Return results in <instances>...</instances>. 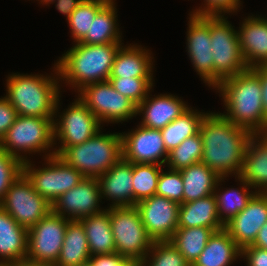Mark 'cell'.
I'll list each match as a JSON object with an SVG mask.
<instances>
[{"mask_svg": "<svg viewBox=\"0 0 267 266\" xmlns=\"http://www.w3.org/2000/svg\"><path fill=\"white\" fill-rule=\"evenodd\" d=\"M203 142L201 162L219 177H238L252 133L234 125L221 112H206L199 128Z\"/></svg>", "mask_w": 267, "mask_h": 266, "instance_id": "1", "label": "cell"}, {"mask_svg": "<svg viewBox=\"0 0 267 266\" xmlns=\"http://www.w3.org/2000/svg\"><path fill=\"white\" fill-rule=\"evenodd\" d=\"M214 89L222 97L225 118L252 134H265L262 85L251 68L221 81Z\"/></svg>", "mask_w": 267, "mask_h": 266, "instance_id": "2", "label": "cell"}, {"mask_svg": "<svg viewBox=\"0 0 267 266\" xmlns=\"http://www.w3.org/2000/svg\"><path fill=\"white\" fill-rule=\"evenodd\" d=\"M123 44L74 43L56 60L59 81L77 93L84 86L109 80L115 56Z\"/></svg>", "mask_w": 267, "mask_h": 266, "instance_id": "3", "label": "cell"}, {"mask_svg": "<svg viewBox=\"0 0 267 266\" xmlns=\"http://www.w3.org/2000/svg\"><path fill=\"white\" fill-rule=\"evenodd\" d=\"M53 73L8 74L6 95L17 115L33 117H55V106L61 96L62 84L54 63Z\"/></svg>", "mask_w": 267, "mask_h": 266, "instance_id": "4", "label": "cell"}, {"mask_svg": "<svg viewBox=\"0 0 267 266\" xmlns=\"http://www.w3.org/2000/svg\"><path fill=\"white\" fill-rule=\"evenodd\" d=\"M54 145V117L17 115L0 141V147L22 163L31 160L26 154L44 153L43 159L55 155Z\"/></svg>", "mask_w": 267, "mask_h": 266, "instance_id": "5", "label": "cell"}, {"mask_svg": "<svg viewBox=\"0 0 267 266\" xmlns=\"http://www.w3.org/2000/svg\"><path fill=\"white\" fill-rule=\"evenodd\" d=\"M99 130L87 141L66 148L59 157L84 177L99 178L122 158L121 134Z\"/></svg>", "mask_w": 267, "mask_h": 266, "instance_id": "6", "label": "cell"}, {"mask_svg": "<svg viewBox=\"0 0 267 266\" xmlns=\"http://www.w3.org/2000/svg\"><path fill=\"white\" fill-rule=\"evenodd\" d=\"M228 16H210L214 88L223 80L248 70L239 44L238 31Z\"/></svg>", "mask_w": 267, "mask_h": 266, "instance_id": "7", "label": "cell"}, {"mask_svg": "<svg viewBox=\"0 0 267 266\" xmlns=\"http://www.w3.org/2000/svg\"><path fill=\"white\" fill-rule=\"evenodd\" d=\"M110 214L116 253L143 261L154 241L148 235L136 206L105 207Z\"/></svg>", "mask_w": 267, "mask_h": 266, "instance_id": "8", "label": "cell"}, {"mask_svg": "<svg viewBox=\"0 0 267 266\" xmlns=\"http://www.w3.org/2000/svg\"><path fill=\"white\" fill-rule=\"evenodd\" d=\"M60 100L61 96L57 100L54 117V146L55 155L58 156L66 148L92 138L103 127L99 119L78 97L62 112H59Z\"/></svg>", "mask_w": 267, "mask_h": 266, "instance_id": "9", "label": "cell"}, {"mask_svg": "<svg viewBox=\"0 0 267 266\" xmlns=\"http://www.w3.org/2000/svg\"><path fill=\"white\" fill-rule=\"evenodd\" d=\"M32 160L23 163V173L35 191L53 204L68 190L77 186L84 176L58 155L44 158V165L37 167ZM37 167V168H36Z\"/></svg>", "mask_w": 267, "mask_h": 266, "instance_id": "10", "label": "cell"}, {"mask_svg": "<svg viewBox=\"0 0 267 266\" xmlns=\"http://www.w3.org/2000/svg\"><path fill=\"white\" fill-rule=\"evenodd\" d=\"M77 94L103 125L128 122L137 116V105L117 92L108 80L84 86Z\"/></svg>", "mask_w": 267, "mask_h": 266, "instance_id": "11", "label": "cell"}, {"mask_svg": "<svg viewBox=\"0 0 267 266\" xmlns=\"http://www.w3.org/2000/svg\"><path fill=\"white\" fill-rule=\"evenodd\" d=\"M70 219L52 210L28 230L26 260L54 266L59 259Z\"/></svg>", "mask_w": 267, "mask_h": 266, "instance_id": "12", "label": "cell"}, {"mask_svg": "<svg viewBox=\"0 0 267 266\" xmlns=\"http://www.w3.org/2000/svg\"><path fill=\"white\" fill-rule=\"evenodd\" d=\"M0 208L29 230L52 210V204L39 195L24 173L12 183Z\"/></svg>", "mask_w": 267, "mask_h": 266, "instance_id": "13", "label": "cell"}, {"mask_svg": "<svg viewBox=\"0 0 267 266\" xmlns=\"http://www.w3.org/2000/svg\"><path fill=\"white\" fill-rule=\"evenodd\" d=\"M136 127L128 132H120L122 158L132 163L165 167L169 153L165 148L161 131L140 124Z\"/></svg>", "mask_w": 267, "mask_h": 266, "instance_id": "14", "label": "cell"}, {"mask_svg": "<svg viewBox=\"0 0 267 266\" xmlns=\"http://www.w3.org/2000/svg\"><path fill=\"white\" fill-rule=\"evenodd\" d=\"M186 48L189 59L201 80L214 89V68L211 52L210 16L188 14Z\"/></svg>", "mask_w": 267, "mask_h": 266, "instance_id": "15", "label": "cell"}, {"mask_svg": "<svg viewBox=\"0 0 267 266\" xmlns=\"http://www.w3.org/2000/svg\"><path fill=\"white\" fill-rule=\"evenodd\" d=\"M97 178L84 177L80 183L65 192L52 204V211L70 220H81L105 210Z\"/></svg>", "mask_w": 267, "mask_h": 266, "instance_id": "16", "label": "cell"}, {"mask_svg": "<svg viewBox=\"0 0 267 266\" xmlns=\"http://www.w3.org/2000/svg\"><path fill=\"white\" fill-rule=\"evenodd\" d=\"M136 207L153 241H166L172 238L178 228L180 204L155 194L138 202Z\"/></svg>", "mask_w": 267, "mask_h": 266, "instance_id": "17", "label": "cell"}, {"mask_svg": "<svg viewBox=\"0 0 267 266\" xmlns=\"http://www.w3.org/2000/svg\"><path fill=\"white\" fill-rule=\"evenodd\" d=\"M267 222V193L257 192L247 206L229 220L224 229L242 249L252 245Z\"/></svg>", "mask_w": 267, "mask_h": 266, "instance_id": "18", "label": "cell"}, {"mask_svg": "<svg viewBox=\"0 0 267 266\" xmlns=\"http://www.w3.org/2000/svg\"><path fill=\"white\" fill-rule=\"evenodd\" d=\"M152 91L137 106V115H142L139 124L143 127L161 130L190 107L175 94L152 95Z\"/></svg>", "mask_w": 267, "mask_h": 266, "instance_id": "19", "label": "cell"}, {"mask_svg": "<svg viewBox=\"0 0 267 266\" xmlns=\"http://www.w3.org/2000/svg\"><path fill=\"white\" fill-rule=\"evenodd\" d=\"M237 29L239 44L248 68L267 65V17L248 15Z\"/></svg>", "mask_w": 267, "mask_h": 266, "instance_id": "20", "label": "cell"}, {"mask_svg": "<svg viewBox=\"0 0 267 266\" xmlns=\"http://www.w3.org/2000/svg\"><path fill=\"white\" fill-rule=\"evenodd\" d=\"M98 179L101 199L107 207L133 206V163L121 158Z\"/></svg>", "mask_w": 267, "mask_h": 266, "instance_id": "21", "label": "cell"}, {"mask_svg": "<svg viewBox=\"0 0 267 266\" xmlns=\"http://www.w3.org/2000/svg\"><path fill=\"white\" fill-rule=\"evenodd\" d=\"M154 56L142 45L126 44L118 49L110 77H154Z\"/></svg>", "mask_w": 267, "mask_h": 266, "instance_id": "22", "label": "cell"}, {"mask_svg": "<svg viewBox=\"0 0 267 266\" xmlns=\"http://www.w3.org/2000/svg\"><path fill=\"white\" fill-rule=\"evenodd\" d=\"M257 192L267 193V134H253L239 175Z\"/></svg>", "mask_w": 267, "mask_h": 266, "instance_id": "23", "label": "cell"}, {"mask_svg": "<svg viewBox=\"0 0 267 266\" xmlns=\"http://www.w3.org/2000/svg\"><path fill=\"white\" fill-rule=\"evenodd\" d=\"M27 241L28 230L0 208V265L26 260Z\"/></svg>", "mask_w": 267, "mask_h": 266, "instance_id": "24", "label": "cell"}, {"mask_svg": "<svg viewBox=\"0 0 267 266\" xmlns=\"http://www.w3.org/2000/svg\"><path fill=\"white\" fill-rule=\"evenodd\" d=\"M219 219L215 195L180 204L178 227H207L216 231L224 229Z\"/></svg>", "mask_w": 267, "mask_h": 266, "instance_id": "25", "label": "cell"}, {"mask_svg": "<svg viewBox=\"0 0 267 266\" xmlns=\"http://www.w3.org/2000/svg\"><path fill=\"white\" fill-rule=\"evenodd\" d=\"M224 180H227V177H220L216 184L214 195L216 198L219 219L225 225L247 206L248 202L257 191L239 176L235 177L236 182H240L238 188H233L232 186V188L227 187L226 189L224 187L223 189V187L221 188L220 186L223 185L222 182H226Z\"/></svg>", "mask_w": 267, "mask_h": 266, "instance_id": "26", "label": "cell"}, {"mask_svg": "<svg viewBox=\"0 0 267 266\" xmlns=\"http://www.w3.org/2000/svg\"><path fill=\"white\" fill-rule=\"evenodd\" d=\"M241 258V248L222 229L209 238L205 248L191 266H231Z\"/></svg>", "mask_w": 267, "mask_h": 266, "instance_id": "27", "label": "cell"}, {"mask_svg": "<svg viewBox=\"0 0 267 266\" xmlns=\"http://www.w3.org/2000/svg\"><path fill=\"white\" fill-rule=\"evenodd\" d=\"M183 181V203L205 198L214 194L220 177L203 162L181 169Z\"/></svg>", "mask_w": 267, "mask_h": 266, "instance_id": "28", "label": "cell"}, {"mask_svg": "<svg viewBox=\"0 0 267 266\" xmlns=\"http://www.w3.org/2000/svg\"><path fill=\"white\" fill-rule=\"evenodd\" d=\"M85 230L90 255H110L116 253L114 236L110 226V214L105 209L99 214L79 220Z\"/></svg>", "mask_w": 267, "mask_h": 266, "instance_id": "29", "label": "cell"}, {"mask_svg": "<svg viewBox=\"0 0 267 266\" xmlns=\"http://www.w3.org/2000/svg\"><path fill=\"white\" fill-rule=\"evenodd\" d=\"M86 233L79 220H70L59 259L54 266H79L90 261Z\"/></svg>", "mask_w": 267, "mask_h": 266, "instance_id": "30", "label": "cell"}, {"mask_svg": "<svg viewBox=\"0 0 267 266\" xmlns=\"http://www.w3.org/2000/svg\"><path fill=\"white\" fill-rule=\"evenodd\" d=\"M117 4H106L95 16L90 30L80 43L91 45L122 43V32L117 14Z\"/></svg>", "mask_w": 267, "mask_h": 266, "instance_id": "31", "label": "cell"}, {"mask_svg": "<svg viewBox=\"0 0 267 266\" xmlns=\"http://www.w3.org/2000/svg\"><path fill=\"white\" fill-rule=\"evenodd\" d=\"M201 111L190 106L179 117L160 130L168 153L177 148L183 140L199 132L201 121L206 115L203 110Z\"/></svg>", "mask_w": 267, "mask_h": 266, "instance_id": "32", "label": "cell"}, {"mask_svg": "<svg viewBox=\"0 0 267 266\" xmlns=\"http://www.w3.org/2000/svg\"><path fill=\"white\" fill-rule=\"evenodd\" d=\"M214 232H216L214 228L207 227H178L169 241L177 248L186 261L192 265Z\"/></svg>", "mask_w": 267, "mask_h": 266, "instance_id": "33", "label": "cell"}, {"mask_svg": "<svg viewBox=\"0 0 267 266\" xmlns=\"http://www.w3.org/2000/svg\"><path fill=\"white\" fill-rule=\"evenodd\" d=\"M162 165L133 163V206L156 194Z\"/></svg>", "mask_w": 267, "mask_h": 266, "instance_id": "34", "label": "cell"}, {"mask_svg": "<svg viewBox=\"0 0 267 266\" xmlns=\"http://www.w3.org/2000/svg\"><path fill=\"white\" fill-rule=\"evenodd\" d=\"M203 156V142L200 132L183 140L177 148L168 154L167 166L172 170H181L192 164L201 162Z\"/></svg>", "mask_w": 267, "mask_h": 266, "instance_id": "35", "label": "cell"}, {"mask_svg": "<svg viewBox=\"0 0 267 266\" xmlns=\"http://www.w3.org/2000/svg\"><path fill=\"white\" fill-rule=\"evenodd\" d=\"M105 5L106 4L95 0H83L77 6L67 20L71 39L74 40V43L80 42L86 36L96 14Z\"/></svg>", "mask_w": 267, "mask_h": 266, "instance_id": "36", "label": "cell"}, {"mask_svg": "<svg viewBox=\"0 0 267 266\" xmlns=\"http://www.w3.org/2000/svg\"><path fill=\"white\" fill-rule=\"evenodd\" d=\"M108 81L117 92L128 97L137 106L147 97L155 82L153 77H109Z\"/></svg>", "mask_w": 267, "mask_h": 266, "instance_id": "37", "label": "cell"}, {"mask_svg": "<svg viewBox=\"0 0 267 266\" xmlns=\"http://www.w3.org/2000/svg\"><path fill=\"white\" fill-rule=\"evenodd\" d=\"M143 262L147 266H191L171 241H154Z\"/></svg>", "mask_w": 267, "mask_h": 266, "instance_id": "38", "label": "cell"}, {"mask_svg": "<svg viewBox=\"0 0 267 266\" xmlns=\"http://www.w3.org/2000/svg\"><path fill=\"white\" fill-rule=\"evenodd\" d=\"M161 169L157 184L156 195L163 196L178 204L183 203V181L179 170L167 168V171Z\"/></svg>", "mask_w": 267, "mask_h": 266, "instance_id": "39", "label": "cell"}, {"mask_svg": "<svg viewBox=\"0 0 267 266\" xmlns=\"http://www.w3.org/2000/svg\"><path fill=\"white\" fill-rule=\"evenodd\" d=\"M23 173V163L0 147V202L12 183Z\"/></svg>", "mask_w": 267, "mask_h": 266, "instance_id": "40", "label": "cell"}, {"mask_svg": "<svg viewBox=\"0 0 267 266\" xmlns=\"http://www.w3.org/2000/svg\"><path fill=\"white\" fill-rule=\"evenodd\" d=\"M204 3V4H203ZM200 7L193 9L189 14L197 16H222L239 12L241 0H203Z\"/></svg>", "mask_w": 267, "mask_h": 266, "instance_id": "41", "label": "cell"}, {"mask_svg": "<svg viewBox=\"0 0 267 266\" xmlns=\"http://www.w3.org/2000/svg\"><path fill=\"white\" fill-rule=\"evenodd\" d=\"M17 117L16 109L5 96L0 98V141L13 125Z\"/></svg>", "mask_w": 267, "mask_h": 266, "instance_id": "42", "label": "cell"}, {"mask_svg": "<svg viewBox=\"0 0 267 266\" xmlns=\"http://www.w3.org/2000/svg\"><path fill=\"white\" fill-rule=\"evenodd\" d=\"M138 262L137 260L120 256L117 253L90 257V263L93 266H135Z\"/></svg>", "mask_w": 267, "mask_h": 266, "instance_id": "43", "label": "cell"}, {"mask_svg": "<svg viewBox=\"0 0 267 266\" xmlns=\"http://www.w3.org/2000/svg\"><path fill=\"white\" fill-rule=\"evenodd\" d=\"M241 258L247 266H267V249L257 246H246L241 249Z\"/></svg>", "mask_w": 267, "mask_h": 266, "instance_id": "44", "label": "cell"}, {"mask_svg": "<svg viewBox=\"0 0 267 266\" xmlns=\"http://www.w3.org/2000/svg\"><path fill=\"white\" fill-rule=\"evenodd\" d=\"M259 77L262 85V101L265 117V134H267V65L251 68Z\"/></svg>", "mask_w": 267, "mask_h": 266, "instance_id": "45", "label": "cell"}, {"mask_svg": "<svg viewBox=\"0 0 267 266\" xmlns=\"http://www.w3.org/2000/svg\"><path fill=\"white\" fill-rule=\"evenodd\" d=\"M83 0H53L49 4H54L56 9L63 15H65L66 20L70 17V15L74 12L77 6Z\"/></svg>", "mask_w": 267, "mask_h": 266, "instance_id": "46", "label": "cell"}, {"mask_svg": "<svg viewBox=\"0 0 267 266\" xmlns=\"http://www.w3.org/2000/svg\"><path fill=\"white\" fill-rule=\"evenodd\" d=\"M252 246L267 249V222L259 230L257 238L252 244Z\"/></svg>", "mask_w": 267, "mask_h": 266, "instance_id": "47", "label": "cell"}, {"mask_svg": "<svg viewBox=\"0 0 267 266\" xmlns=\"http://www.w3.org/2000/svg\"><path fill=\"white\" fill-rule=\"evenodd\" d=\"M6 266H49V265L39 264V263H33V262H29L27 260H24V261H19V262L11 263V264H8Z\"/></svg>", "mask_w": 267, "mask_h": 266, "instance_id": "48", "label": "cell"}, {"mask_svg": "<svg viewBox=\"0 0 267 266\" xmlns=\"http://www.w3.org/2000/svg\"><path fill=\"white\" fill-rule=\"evenodd\" d=\"M95 1H99V2H102L104 4H116L115 0H95Z\"/></svg>", "mask_w": 267, "mask_h": 266, "instance_id": "49", "label": "cell"}, {"mask_svg": "<svg viewBox=\"0 0 267 266\" xmlns=\"http://www.w3.org/2000/svg\"><path fill=\"white\" fill-rule=\"evenodd\" d=\"M36 1H40L38 2L39 4H42L43 6L44 5H48L49 6V3L52 2L53 0H36Z\"/></svg>", "mask_w": 267, "mask_h": 266, "instance_id": "50", "label": "cell"}, {"mask_svg": "<svg viewBox=\"0 0 267 266\" xmlns=\"http://www.w3.org/2000/svg\"><path fill=\"white\" fill-rule=\"evenodd\" d=\"M135 266H147L143 261H139Z\"/></svg>", "mask_w": 267, "mask_h": 266, "instance_id": "51", "label": "cell"}, {"mask_svg": "<svg viewBox=\"0 0 267 266\" xmlns=\"http://www.w3.org/2000/svg\"><path fill=\"white\" fill-rule=\"evenodd\" d=\"M79 266H93L91 263H90V261L89 262H87V263H85V264H81V265H79Z\"/></svg>", "mask_w": 267, "mask_h": 266, "instance_id": "52", "label": "cell"}]
</instances>
